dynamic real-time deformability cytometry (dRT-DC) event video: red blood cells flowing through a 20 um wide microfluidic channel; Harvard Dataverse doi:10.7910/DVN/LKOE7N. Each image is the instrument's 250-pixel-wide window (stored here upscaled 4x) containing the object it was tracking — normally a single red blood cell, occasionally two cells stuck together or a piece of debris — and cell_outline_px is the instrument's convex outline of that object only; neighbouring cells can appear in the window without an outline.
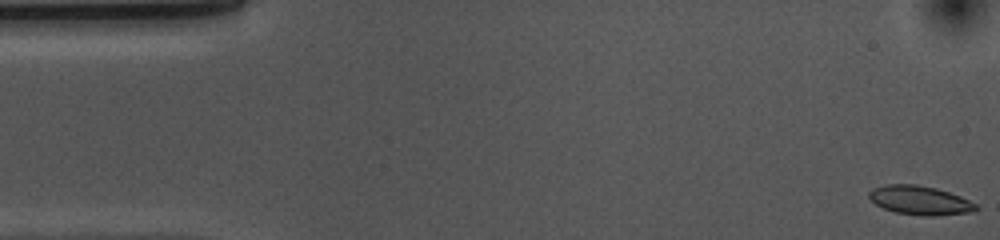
{"species": "common noctule bat (a hibernating species)", "species_latin": "Nyctalus noctula", "temperature_condition": "cold", "stored_images_in_passage": 54, "camera_frame_rate_fps": 3000, "um_per_image_px": 0.085, "animal": {"sex": "female", "body_mass_g": 10.0, "forearm_length_mm": 53.1}, "frame": {"image": 1, "passage_image": 1, "time_ms": 0.0, "image_size_px": [1000, 240], "cell_outline_px": [[980, 208], [972, 212], [936, 216], [924, 216], [896, 212], [884, 208], [876, 204], [868, 196], [868, 192], [872, 188], [884, 184], [916, 184], [936, 188], [960, 196], [976, 204]], "centroid_in_image_um": [78.19, 17.02], "position_along_channel_um": 6.8, "area_um2": 18.09}}
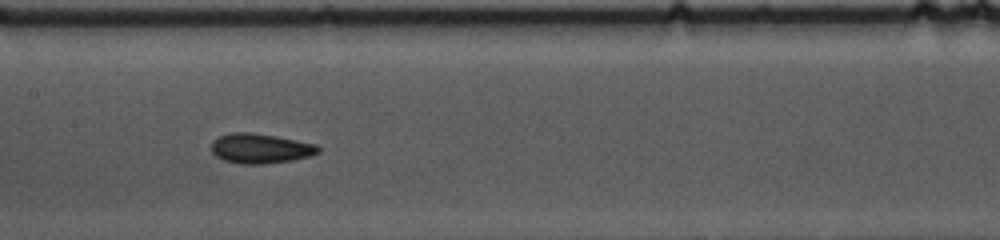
{"frame": {"image": 2, "passage_image": 25, "time_ms": 8.0, "image_size_px": [1000, 240], "cell_outline_px": [[320, 152], [312, 156], [292, 160], [260, 164], [240, 164], [224, 160], [216, 156], [212, 152], [212, 140], [220, 136], [232, 132], [248, 132], [276, 136], [316, 144], [320, 148]], "centroid_in_image_um": [22.14, 12.62], "position_along_channel_um": 185.3, "area_um2": 18.55}}
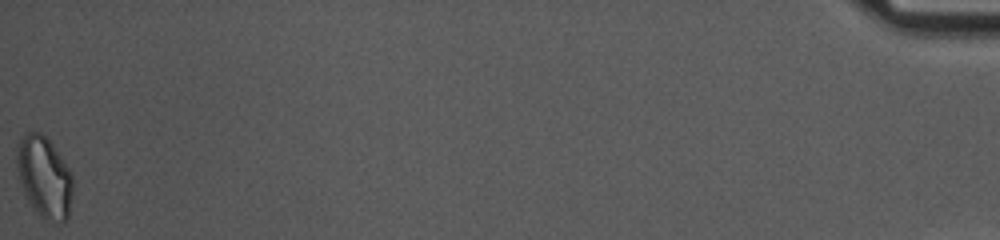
{"frame": {"image": 3, "passage_image": 54, "time_ms": 17.667, "image_size_px": [1000, 240], "cell_outline_px": [[72, 196], [68, 220], [64, 224], [44, 220], [36, 212], [28, 200], [20, 180], [16, 164], [16, 152], [20, 140], [28, 132], [40, 132], [52, 144], [72, 172]], "centroid_in_image_um": [3.8, 15.1], "position_along_channel_um": 431.4, "area_um2": 26.53}, "authors_computed_cell_mechanics": {"area_um2": 18.0625, "velocity_mm_per_s": 3.6476, "shape_relaxation_time_tau1_ms": 4.0929, "shape_relaxation_time_tau2_ms": 4.4932, "deformation_change_tau1": 0.1049, "deformation_change_tau2": 0.0961}}